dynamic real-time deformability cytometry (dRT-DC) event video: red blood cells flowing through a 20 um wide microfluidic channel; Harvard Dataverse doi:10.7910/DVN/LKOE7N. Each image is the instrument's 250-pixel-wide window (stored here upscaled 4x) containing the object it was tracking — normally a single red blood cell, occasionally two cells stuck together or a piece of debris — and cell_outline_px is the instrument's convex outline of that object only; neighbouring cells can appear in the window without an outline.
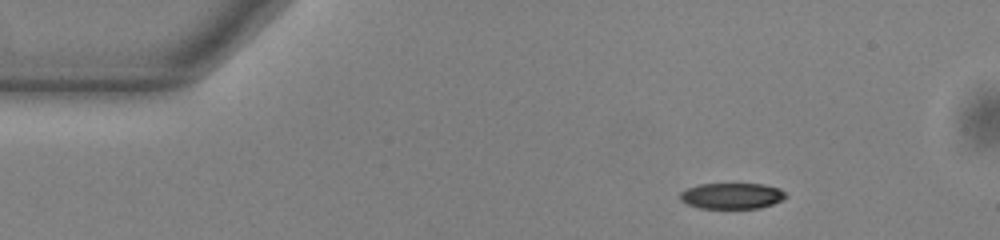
{"species": "common noctule bat (a hibernating species)", "species_latin": "Nyctalus noctula", "temperature_condition": "warm", "stored_images_in_passage": 47, "camera_frame_rate_fps": 3000, "um_per_image_px": 0.085, "animal": {"sex": "male", "body_mass_g": 13.0, "forearm_length_mm": 53.1}, "frame": {"image": 1, "passage_image": 1, "time_ms": 0.0, "image_size_px": [1000, 240], "cell_outline_px": [[788, 196], [772, 204], [760, 208], [700, 208], [688, 204], [680, 200], [680, 192], [688, 188], [700, 184], [764, 184], [780, 188]], "centroid_in_image_um": [62.21, 16.64], "position_along_channel_um": 22.8, "area_um2": 15.9}}
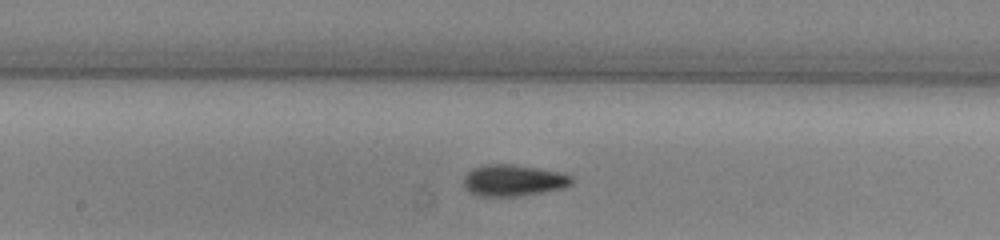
{"frame": {"image": 2, "passage_image": 21, "time_ms": 6.667, "image_size_px": [1000, 240], "cell_outline_px": [[572, 184], [564, 188], [516, 196], [480, 196], [464, 188], [464, 176], [472, 168], [484, 164], [512, 164], [540, 168], [564, 172], [572, 176]], "centroid_in_image_um": [43.65, 15.31], "position_along_channel_um": 204.5, "area_um2": 19.88}}
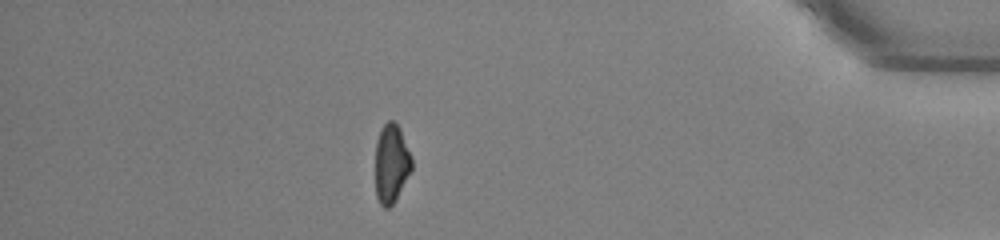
{"frame": {"image": 3, "passage_image": 40, "time_ms": 13.0, "image_size_px": [1000, 240], "cell_outline_px": [[412, 168], [392, 204], [388, 208], [384, 208], [380, 204], [376, 196], [376, 140], [380, 128], [388, 120], [392, 120], [400, 128], [412, 156]], "centroid_in_image_um": [33.25, 13.85], "position_along_channel_um": 401.9, "area_um2": 16.59}, "authors_computed_cell_mechanics": {"area_um2": 17.8024, "velocity_mm_per_s": 3.851, "shape_relaxation_time_tau1_ms": 4.6827, "shape_relaxation_time_tau2_ms": 6.8939, "deformation_change_tau1": 0.1461, "deformation_change_tau2": 0.1437}}